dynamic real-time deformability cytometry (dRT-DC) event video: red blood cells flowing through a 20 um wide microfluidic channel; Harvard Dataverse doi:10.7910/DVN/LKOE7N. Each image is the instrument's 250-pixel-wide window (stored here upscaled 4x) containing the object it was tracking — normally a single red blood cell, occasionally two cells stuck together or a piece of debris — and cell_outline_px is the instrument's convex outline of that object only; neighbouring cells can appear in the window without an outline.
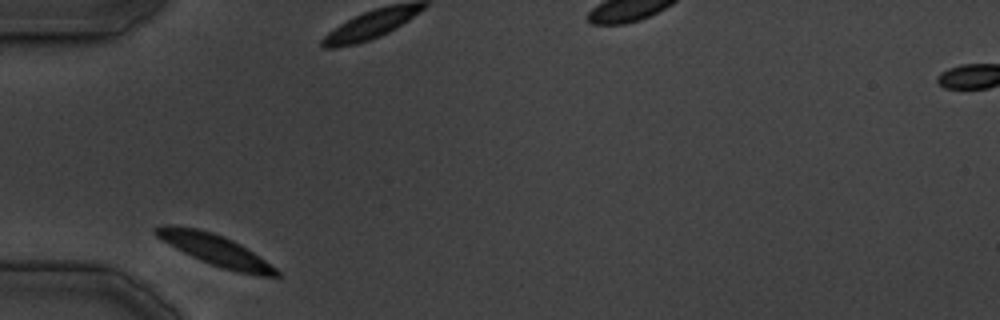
{"species": "common noctule bat (a hibernating species)", "species_latin": "Nyctalus noctula", "temperature_condition": "cold", "stored_images_in_passage": 25, "camera_frame_rate_fps": 3000, "um_per_image_px": 0.085, "animal": {"sex": "male", "body_mass_g": 19.5, "forearm_length_mm": 54.6}, "frame": {"image": 1, "passage_image": 1, "time_ms": 0.0, "image_size_px": [1000, 320], "cell_outline_px": [[280, 276], [260, 276], [240, 272], [224, 268], [212, 264], [192, 256], [176, 248], [156, 236], [152, 232], [152, 228], [160, 224], [168, 224], [196, 228], [212, 232], [224, 236], [240, 244], [276, 268], [280, 272]], "centroid_in_image_um": [18.24, 21.21], "position_along_channel_um": 66.8, "area_um2": 21.44}}